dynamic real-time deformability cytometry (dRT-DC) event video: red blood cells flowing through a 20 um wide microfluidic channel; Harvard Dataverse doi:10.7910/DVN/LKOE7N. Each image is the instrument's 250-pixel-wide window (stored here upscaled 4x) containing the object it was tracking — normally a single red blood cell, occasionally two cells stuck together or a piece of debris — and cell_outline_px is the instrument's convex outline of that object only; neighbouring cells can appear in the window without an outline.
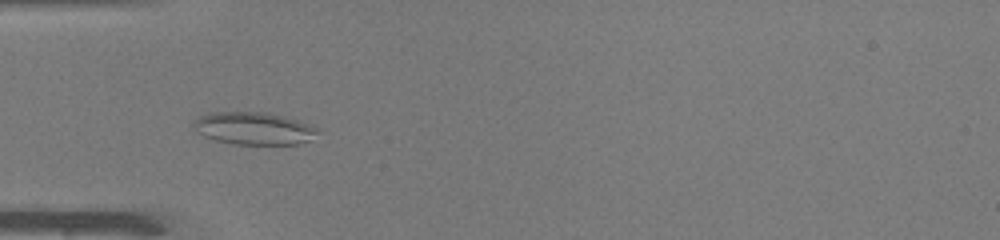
{"species": "common noctule bat (a hibernating species)", "species_latin": "Nyctalus noctula", "temperature_condition": "warm", "stored_images_in_passage": 45, "camera_frame_rate_fps": 3000, "um_per_image_px": 0.085, "animal": {"sex": "male", "body_mass_g": 19.0, "forearm_length_mm": 50.8}, "frame": {"image": 1, "passage_image": 11, "time_ms": 3.333, "image_size_px": [1000, 240], "cell_outline_px": [[316, 132], [308, 140], [296, 144], [232, 144], [216, 140], [204, 136], [196, 132], [192, 128], [192, 124], [200, 116], [208, 112], [268, 112], [284, 116], [296, 120], [316, 128]], "centroid_in_image_um": [21.47, 10.9], "position_along_channel_um": 63.5, "area_um2": 23.24}}
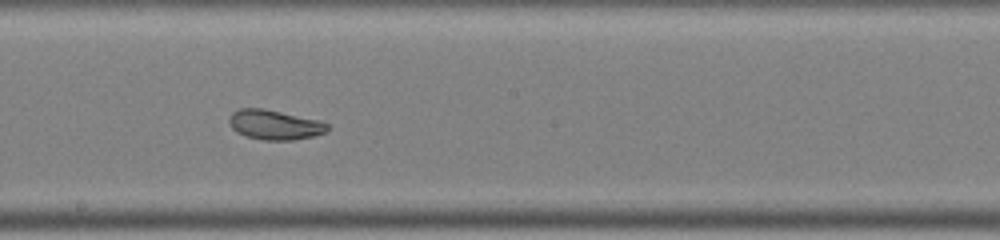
{"frame": {"image": 2, "passage_image": 23, "time_ms": 7.333, "image_size_px": [1000, 240], "cell_outline_px": [[328, 128], [324, 132], [312, 136], [292, 140], [264, 140], [244, 136], [236, 132], [228, 124], [228, 120], [232, 112], [240, 108], [264, 108], [320, 120], [328, 124]], "centroid_in_image_um": [23.3, 10.6], "position_along_channel_um": 224.9, "area_um2": 17.11}}
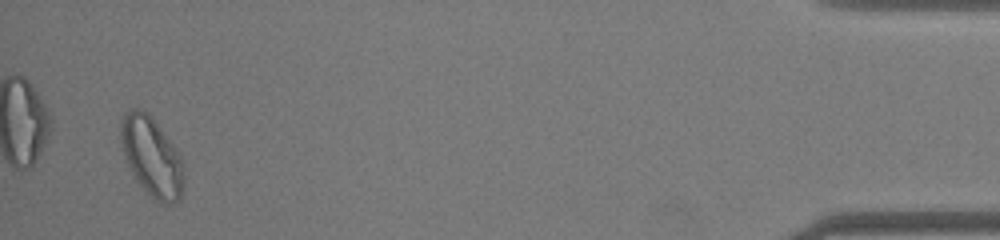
{"frame": {"image": 3, "passage_image": 43, "time_ms": 14.0, "image_size_px": [1000, 240], "cell_outline_px": [[184, 184], [180, 200], [172, 204], [164, 204], [156, 200], [136, 180], [128, 164], [120, 140], [120, 120], [132, 108], [140, 108], [160, 128], [180, 156], [184, 172]], "centroid_in_image_um": [12.9, 13.36], "position_along_channel_um": 422.3, "area_um2": 28.44}, "authors_computed_cell_mechanics": {"area_um2": 21.386, "velocity_mm_per_s": 4.0841, "shape_relaxation_time_tau1_ms": 6.0799, "shape_relaxation_time_tau2_ms": 1.0048, "deformation_change_tau1": 0.122, "deformation_change_tau2": 0.0691}}